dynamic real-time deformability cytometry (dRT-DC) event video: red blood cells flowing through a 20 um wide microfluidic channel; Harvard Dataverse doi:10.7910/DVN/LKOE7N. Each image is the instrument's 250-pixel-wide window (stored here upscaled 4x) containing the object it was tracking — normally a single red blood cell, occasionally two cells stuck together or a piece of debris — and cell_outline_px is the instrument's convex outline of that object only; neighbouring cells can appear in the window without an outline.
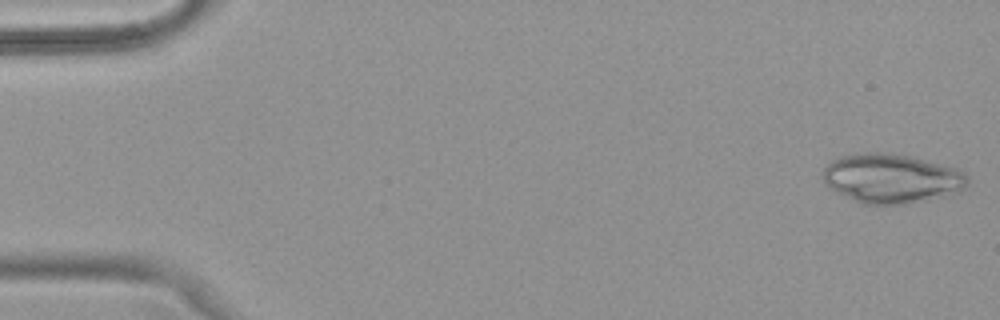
{"species": "common noctule bat (a hibernating species)", "species_latin": "Nyctalus noctula", "temperature_condition": "warm", "stored_images_in_passage": 49, "camera_frame_rate_fps": 3000, "um_per_image_px": 0.085, "animal": {"sex": "female", "body_mass_g": 18.4}, "frame": {"image": 1, "passage_image": 1, "time_ms": 0.0, "image_size_px": [1000, 320], "cell_outline_px": [[968, 184], [964, 188], [944, 196], [928, 200], [904, 204], [864, 204], [828, 188], [824, 184], [824, 168], [832, 160], [844, 156], [868, 152], [880, 152], [912, 156], [956, 168], [964, 172], [968, 176]], "centroid_in_image_um": [75.79, 15.17], "position_along_channel_um": 9.2, "area_um2": 41.33}}